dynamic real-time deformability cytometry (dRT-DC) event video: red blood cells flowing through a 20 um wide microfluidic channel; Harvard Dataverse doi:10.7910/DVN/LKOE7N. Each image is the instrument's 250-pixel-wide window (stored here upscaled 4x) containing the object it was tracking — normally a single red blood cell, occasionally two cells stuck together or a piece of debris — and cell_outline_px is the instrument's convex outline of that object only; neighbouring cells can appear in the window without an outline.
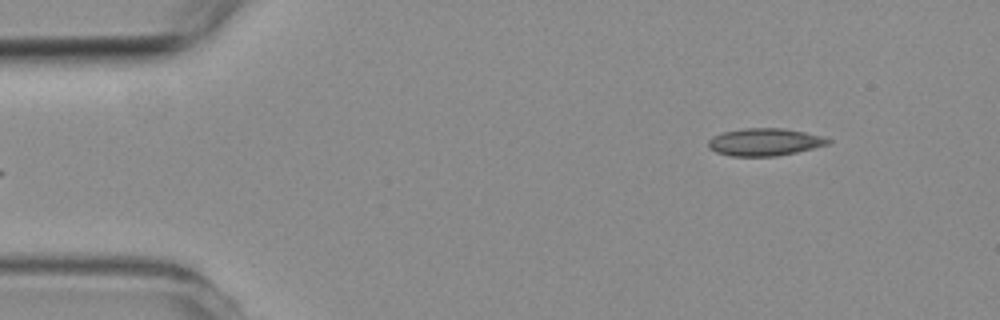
{"species": "common noctule bat (a hibernating species)", "species_latin": "Nyctalus noctula", "temperature_condition": "room temperature", "stored_images_in_passage": 3, "camera_frame_rate_fps": 3000, "um_per_image_px": 0.085, "animal": {"sex": "female", "body_mass_g": 19.3, "forearm_length_mm": 54.1}, "frame": {"image": 1, "passage_image": 3, "time_ms": 3.333, "image_size_px": [1000, 320], "cell_outline_px": [[832, 140], [828, 144], [796, 152], [776, 156], [732, 156], [716, 152], [708, 148], [708, 140], [712, 136], [724, 132], [744, 128], [784, 128], [824, 136]], "centroid_in_image_um": [64.98, 12.07], "position_along_channel_um": 20.0, "area_um2": 19.13}}